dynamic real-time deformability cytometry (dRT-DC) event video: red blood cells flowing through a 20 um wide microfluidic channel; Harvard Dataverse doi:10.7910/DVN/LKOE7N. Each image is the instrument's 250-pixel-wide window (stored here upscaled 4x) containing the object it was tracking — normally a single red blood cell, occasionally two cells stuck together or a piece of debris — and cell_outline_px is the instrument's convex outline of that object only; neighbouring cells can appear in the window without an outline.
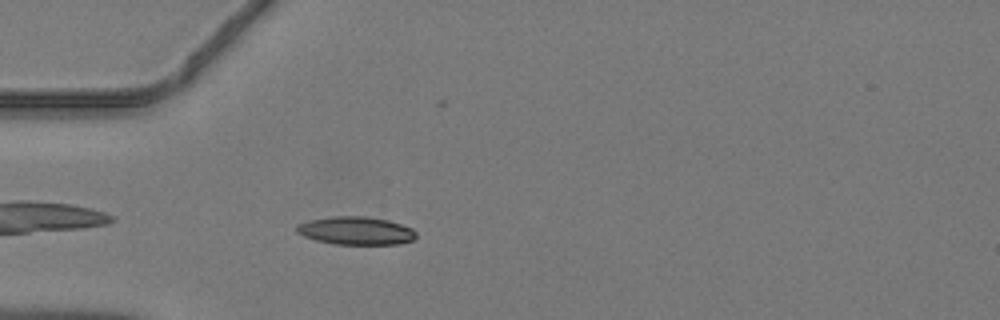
{"species": "common noctule bat (a hibernating species)", "species_latin": "Nyctalus noctula", "temperature_condition": "warm", "stored_images_in_passage": 35, "camera_frame_rate_fps": 3000, "um_per_image_px": 0.085, "animal": {"sex": "male", "body_mass_g": 19.2, "forearm_length_mm": 51.8}, "frame": {"image": 1, "passage_image": 2, "time_ms": 0.333, "image_size_px": [1000, 320], "cell_outline_px": [[416, 236], [412, 240], [400, 244], [336, 244], [316, 240], [304, 236], [296, 232], [296, 224], [308, 220], [332, 216], [364, 216], [388, 220], [412, 228], [416, 232]], "centroid_in_image_um": [30.23, 19.6], "position_along_channel_um": 54.8, "area_um2": 19.54}}
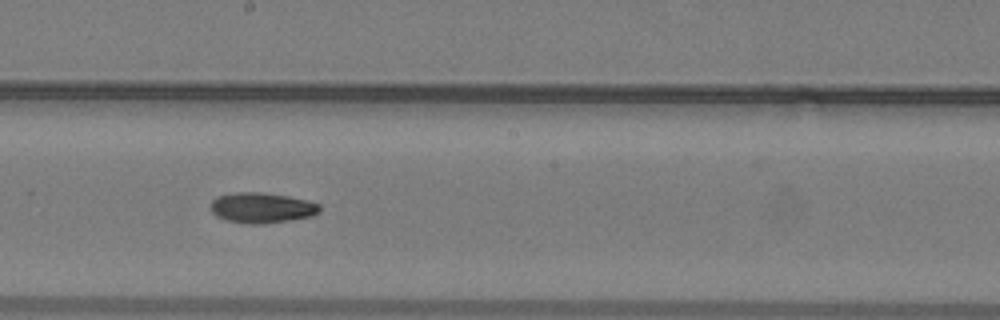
{"frame": {"image": 2, "passage_image": 14, "time_ms": 4.333, "image_size_px": [1000, 320], "cell_outline_px": [[320, 212], [312, 216], [288, 220], [260, 224], [252, 224], [228, 220], [216, 216], [212, 212], [212, 200], [216, 196], [232, 192], [260, 192], [288, 196], [308, 200], [320, 204]], "centroid_in_image_um": [22.26, 17.64], "position_along_channel_um": 225.9, "area_um2": 19.25}}
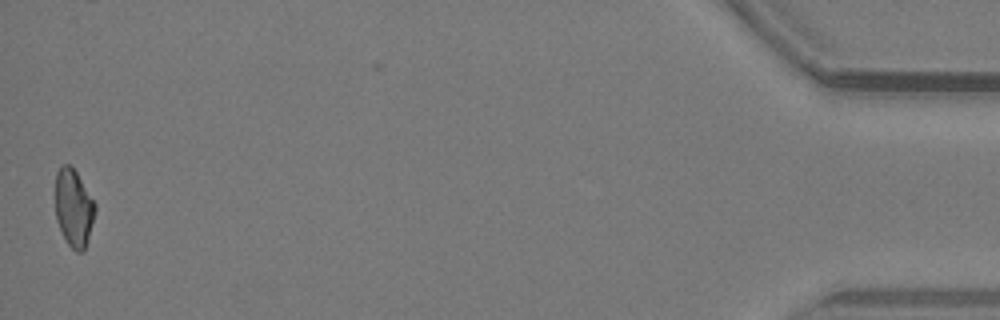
{"frame": {"image": 3, "passage_image": 34, "time_ms": 11.0, "image_size_px": [1000, 320], "cell_outline_px": [[96, 212], [84, 252], [76, 252], [68, 244], [56, 220], [56, 172], [60, 164], [68, 164], [76, 172], [96, 204]], "centroid_in_image_um": [6.27, 17.68], "position_along_channel_um": 428.9, "area_um2": 17.92}}